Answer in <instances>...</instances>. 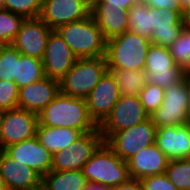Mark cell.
I'll return each mask as SVG.
<instances>
[{
    "instance_id": "cell-7",
    "label": "cell",
    "mask_w": 190,
    "mask_h": 190,
    "mask_svg": "<svg viewBox=\"0 0 190 190\" xmlns=\"http://www.w3.org/2000/svg\"><path fill=\"white\" fill-rule=\"evenodd\" d=\"M149 118L139 96L121 95L98 128L105 142L112 134L140 124Z\"/></svg>"
},
{
    "instance_id": "cell-4",
    "label": "cell",
    "mask_w": 190,
    "mask_h": 190,
    "mask_svg": "<svg viewBox=\"0 0 190 190\" xmlns=\"http://www.w3.org/2000/svg\"><path fill=\"white\" fill-rule=\"evenodd\" d=\"M88 183L114 187L128 182L131 177L128 164L104 142L82 168Z\"/></svg>"
},
{
    "instance_id": "cell-42",
    "label": "cell",
    "mask_w": 190,
    "mask_h": 190,
    "mask_svg": "<svg viewBox=\"0 0 190 190\" xmlns=\"http://www.w3.org/2000/svg\"><path fill=\"white\" fill-rule=\"evenodd\" d=\"M179 4L183 11H185L190 6V0H179Z\"/></svg>"
},
{
    "instance_id": "cell-39",
    "label": "cell",
    "mask_w": 190,
    "mask_h": 190,
    "mask_svg": "<svg viewBox=\"0 0 190 190\" xmlns=\"http://www.w3.org/2000/svg\"><path fill=\"white\" fill-rule=\"evenodd\" d=\"M84 190H110V188L98 183H88Z\"/></svg>"
},
{
    "instance_id": "cell-18",
    "label": "cell",
    "mask_w": 190,
    "mask_h": 190,
    "mask_svg": "<svg viewBox=\"0 0 190 190\" xmlns=\"http://www.w3.org/2000/svg\"><path fill=\"white\" fill-rule=\"evenodd\" d=\"M0 176L8 190H31L42 184V176L26 164L0 150Z\"/></svg>"
},
{
    "instance_id": "cell-3",
    "label": "cell",
    "mask_w": 190,
    "mask_h": 190,
    "mask_svg": "<svg viewBox=\"0 0 190 190\" xmlns=\"http://www.w3.org/2000/svg\"><path fill=\"white\" fill-rule=\"evenodd\" d=\"M151 40L131 31L107 40L108 70H144Z\"/></svg>"
},
{
    "instance_id": "cell-37",
    "label": "cell",
    "mask_w": 190,
    "mask_h": 190,
    "mask_svg": "<svg viewBox=\"0 0 190 190\" xmlns=\"http://www.w3.org/2000/svg\"><path fill=\"white\" fill-rule=\"evenodd\" d=\"M140 0H92L91 2H106L113 7L122 8L128 10L132 4L139 2Z\"/></svg>"
},
{
    "instance_id": "cell-41",
    "label": "cell",
    "mask_w": 190,
    "mask_h": 190,
    "mask_svg": "<svg viewBox=\"0 0 190 190\" xmlns=\"http://www.w3.org/2000/svg\"><path fill=\"white\" fill-rule=\"evenodd\" d=\"M184 24L190 28V6L184 11Z\"/></svg>"
},
{
    "instance_id": "cell-43",
    "label": "cell",
    "mask_w": 190,
    "mask_h": 190,
    "mask_svg": "<svg viewBox=\"0 0 190 190\" xmlns=\"http://www.w3.org/2000/svg\"><path fill=\"white\" fill-rule=\"evenodd\" d=\"M0 190H8L5 181L0 176Z\"/></svg>"
},
{
    "instance_id": "cell-9",
    "label": "cell",
    "mask_w": 190,
    "mask_h": 190,
    "mask_svg": "<svg viewBox=\"0 0 190 190\" xmlns=\"http://www.w3.org/2000/svg\"><path fill=\"white\" fill-rule=\"evenodd\" d=\"M156 125L152 119L112 134L105 143L122 160L128 161L141 148L155 143Z\"/></svg>"
},
{
    "instance_id": "cell-2",
    "label": "cell",
    "mask_w": 190,
    "mask_h": 190,
    "mask_svg": "<svg viewBox=\"0 0 190 190\" xmlns=\"http://www.w3.org/2000/svg\"><path fill=\"white\" fill-rule=\"evenodd\" d=\"M77 58L106 56L107 40L92 15L55 29Z\"/></svg>"
},
{
    "instance_id": "cell-22",
    "label": "cell",
    "mask_w": 190,
    "mask_h": 190,
    "mask_svg": "<svg viewBox=\"0 0 190 190\" xmlns=\"http://www.w3.org/2000/svg\"><path fill=\"white\" fill-rule=\"evenodd\" d=\"M91 15L106 40L129 29L128 10L113 7L106 2H91Z\"/></svg>"
},
{
    "instance_id": "cell-1",
    "label": "cell",
    "mask_w": 190,
    "mask_h": 190,
    "mask_svg": "<svg viewBox=\"0 0 190 190\" xmlns=\"http://www.w3.org/2000/svg\"><path fill=\"white\" fill-rule=\"evenodd\" d=\"M38 121L42 126L68 127L83 134L98 129V125L89 115L86 99L62 93L38 114Z\"/></svg>"
},
{
    "instance_id": "cell-14",
    "label": "cell",
    "mask_w": 190,
    "mask_h": 190,
    "mask_svg": "<svg viewBox=\"0 0 190 190\" xmlns=\"http://www.w3.org/2000/svg\"><path fill=\"white\" fill-rule=\"evenodd\" d=\"M120 96L116 79L107 70L86 98L89 115L98 126L110 114Z\"/></svg>"
},
{
    "instance_id": "cell-23",
    "label": "cell",
    "mask_w": 190,
    "mask_h": 190,
    "mask_svg": "<svg viewBox=\"0 0 190 190\" xmlns=\"http://www.w3.org/2000/svg\"><path fill=\"white\" fill-rule=\"evenodd\" d=\"M83 133L68 127H49L37 125L36 136L42 146L52 155L75 142Z\"/></svg>"
},
{
    "instance_id": "cell-13",
    "label": "cell",
    "mask_w": 190,
    "mask_h": 190,
    "mask_svg": "<svg viewBox=\"0 0 190 190\" xmlns=\"http://www.w3.org/2000/svg\"><path fill=\"white\" fill-rule=\"evenodd\" d=\"M76 60L69 45L56 30H51L42 59L45 76L59 81Z\"/></svg>"
},
{
    "instance_id": "cell-44",
    "label": "cell",
    "mask_w": 190,
    "mask_h": 190,
    "mask_svg": "<svg viewBox=\"0 0 190 190\" xmlns=\"http://www.w3.org/2000/svg\"><path fill=\"white\" fill-rule=\"evenodd\" d=\"M31 190H47L42 184L36 188H33Z\"/></svg>"
},
{
    "instance_id": "cell-25",
    "label": "cell",
    "mask_w": 190,
    "mask_h": 190,
    "mask_svg": "<svg viewBox=\"0 0 190 190\" xmlns=\"http://www.w3.org/2000/svg\"><path fill=\"white\" fill-rule=\"evenodd\" d=\"M129 31L151 40L153 37V8L142 0L128 9Z\"/></svg>"
},
{
    "instance_id": "cell-36",
    "label": "cell",
    "mask_w": 190,
    "mask_h": 190,
    "mask_svg": "<svg viewBox=\"0 0 190 190\" xmlns=\"http://www.w3.org/2000/svg\"><path fill=\"white\" fill-rule=\"evenodd\" d=\"M148 7L156 9H169L172 11H183L179 0H142Z\"/></svg>"
},
{
    "instance_id": "cell-17",
    "label": "cell",
    "mask_w": 190,
    "mask_h": 190,
    "mask_svg": "<svg viewBox=\"0 0 190 190\" xmlns=\"http://www.w3.org/2000/svg\"><path fill=\"white\" fill-rule=\"evenodd\" d=\"M59 93V81L45 76L19 88L18 108L39 114Z\"/></svg>"
},
{
    "instance_id": "cell-28",
    "label": "cell",
    "mask_w": 190,
    "mask_h": 190,
    "mask_svg": "<svg viewBox=\"0 0 190 190\" xmlns=\"http://www.w3.org/2000/svg\"><path fill=\"white\" fill-rule=\"evenodd\" d=\"M165 173L178 190H190V158L169 160Z\"/></svg>"
},
{
    "instance_id": "cell-33",
    "label": "cell",
    "mask_w": 190,
    "mask_h": 190,
    "mask_svg": "<svg viewBox=\"0 0 190 190\" xmlns=\"http://www.w3.org/2000/svg\"><path fill=\"white\" fill-rule=\"evenodd\" d=\"M165 89L156 84H146L139 94L140 101L149 114L155 112L162 104Z\"/></svg>"
},
{
    "instance_id": "cell-26",
    "label": "cell",
    "mask_w": 190,
    "mask_h": 190,
    "mask_svg": "<svg viewBox=\"0 0 190 190\" xmlns=\"http://www.w3.org/2000/svg\"><path fill=\"white\" fill-rule=\"evenodd\" d=\"M113 73L121 95L139 96L147 84V74L144 70H109Z\"/></svg>"
},
{
    "instance_id": "cell-40",
    "label": "cell",
    "mask_w": 190,
    "mask_h": 190,
    "mask_svg": "<svg viewBox=\"0 0 190 190\" xmlns=\"http://www.w3.org/2000/svg\"><path fill=\"white\" fill-rule=\"evenodd\" d=\"M186 89L188 93V115L190 118V71L186 72Z\"/></svg>"
},
{
    "instance_id": "cell-24",
    "label": "cell",
    "mask_w": 190,
    "mask_h": 190,
    "mask_svg": "<svg viewBox=\"0 0 190 190\" xmlns=\"http://www.w3.org/2000/svg\"><path fill=\"white\" fill-rule=\"evenodd\" d=\"M88 184L81 170H51L42 177L47 190H84Z\"/></svg>"
},
{
    "instance_id": "cell-45",
    "label": "cell",
    "mask_w": 190,
    "mask_h": 190,
    "mask_svg": "<svg viewBox=\"0 0 190 190\" xmlns=\"http://www.w3.org/2000/svg\"><path fill=\"white\" fill-rule=\"evenodd\" d=\"M0 9H3V0H0Z\"/></svg>"
},
{
    "instance_id": "cell-20",
    "label": "cell",
    "mask_w": 190,
    "mask_h": 190,
    "mask_svg": "<svg viewBox=\"0 0 190 190\" xmlns=\"http://www.w3.org/2000/svg\"><path fill=\"white\" fill-rule=\"evenodd\" d=\"M168 162L167 156L154 143L141 148L127 161V164L131 179L141 180L165 173Z\"/></svg>"
},
{
    "instance_id": "cell-32",
    "label": "cell",
    "mask_w": 190,
    "mask_h": 190,
    "mask_svg": "<svg viewBox=\"0 0 190 190\" xmlns=\"http://www.w3.org/2000/svg\"><path fill=\"white\" fill-rule=\"evenodd\" d=\"M42 0H3V9L26 18H38Z\"/></svg>"
},
{
    "instance_id": "cell-11",
    "label": "cell",
    "mask_w": 190,
    "mask_h": 190,
    "mask_svg": "<svg viewBox=\"0 0 190 190\" xmlns=\"http://www.w3.org/2000/svg\"><path fill=\"white\" fill-rule=\"evenodd\" d=\"M38 114L13 109L0 112V150L36 136Z\"/></svg>"
},
{
    "instance_id": "cell-46",
    "label": "cell",
    "mask_w": 190,
    "mask_h": 190,
    "mask_svg": "<svg viewBox=\"0 0 190 190\" xmlns=\"http://www.w3.org/2000/svg\"><path fill=\"white\" fill-rule=\"evenodd\" d=\"M5 45L0 41V51L2 50V48L4 47Z\"/></svg>"
},
{
    "instance_id": "cell-31",
    "label": "cell",
    "mask_w": 190,
    "mask_h": 190,
    "mask_svg": "<svg viewBox=\"0 0 190 190\" xmlns=\"http://www.w3.org/2000/svg\"><path fill=\"white\" fill-rule=\"evenodd\" d=\"M21 53L12 45H5L0 51V80L14 81L17 77V61Z\"/></svg>"
},
{
    "instance_id": "cell-15",
    "label": "cell",
    "mask_w": 190,
    "mask_h": 190,
    "mask_svg": "<svg viewBox=\"0 0 190 190\" xmlns=\"http://www.w3.org/2000/svg\"><path fill=\"white\" fill-rule=\"evenodd\" d=\"M51 30L39 17L26 18L11 45L22 55L42 60Z\"/></svg>"
},
{
    "instance_id": "cell-30",
    "label": "cell",
    "mask_w": 190,
    "mask_h": 190,
    "mask_svg": "<svg viewBox=\"0 0 190 190\" xmlns=\"http://www.w3.org/2000/svg\"><path fill=\"white\" fill-rule=\"evenodd\" d=\"M25 18L6 9H0V41L11 45Z\"/></svg>"
},
{
    "instance_id": "cell-8",
    "label": "cell",
    "mask_w": 190,
    "mask_h": 190,
    "mask_svg": "<svg viewBox=\"0 0 190 190\" xmlns=\"http://www.w3.org/2000/svg\"><path fill=\"white\" fill-rule=\"evenodd\" d=\"M144 71L148 84H156L164 89L180 82L186 73L175 64L168 47L152 43L146 55Z\"/></svg>"
},
{
    "instance_id": "cell-10",
    "label": "cell",
    "mask_w": 190,
    "mask_h": 190,
    "mask_svg": "<svg viewBox=\"0 0 190 190\" xmlns=\"http://www.w3.org/2000/svg\"><path fill=\"white\" fill-rule=\"evenodd\" d=\"M104 143L99 128L80 136L69 144L65 150L57 151L52 155L51 170H82L83 166Z\"/></svg>"
},
{
    "instance_id": "cell-29",
    "label": "cell",
    "mask_w": 190,
    "mask_h": 190,
    "mask_svg": "<svg viewBox=\"0 0 190 190\" xmlns=\"http://www.w3.org/2000/svg\"><path fill=\"white\" fill-rule=\"evenodd\" d=\"M168 48L175 64L185 72L190 71V28L184 26L175 42Z\"/></svg>"
},
{
    "instance_id": "cell-6",
    "label": "cell",
    "mask_w": 190,
    "mask_h": 190,
    "mask_svg": "<svg viewBox=\"0 0 190 190\" xmlns=\"http://www.w3.org/2000/svg\"><path fill=\"white\" fill-rule=\"evenodd\" d=\"M150 118L156 128L179 126L190 122L186 73L180 82L165 89L161 106L150 115Z\"/></svg>"
},
{
    "instance_id": "cell-21",
    "label": "cell",
    "mask_w": 190,
    "mask_h": 190,
    "mask_svg": "<svg viewBox=\"0 0 190 190\" xmlns=\"http://www.w3.org/2000/svg\"><path fill=\"white\" fill-rule=\"evenodd\" d=\"M184 26V11L153 8V37L151 43L169 47L175 42Z\"/></svg>"
},
{
    "instance_id": "cell-35",
    "label": "cell",
    "mask_w": 190,
    "mask_h": 190,
    "mask_svg": "<svg viewBox=\"0 0 190 190\" xmlns=\"http://www.w3.org/2000/svg\"><path fill=\"white\" fill-rule=\"evenodd\" d=\"M140 181L144 190H178L166 173L148 176Z\"/></svg>"
},
{
    "instance_id": "cell-5",
    "label": "cell",
    "mask_w": 190,
    "mask_h": 190,
    "mask_svg": "<svg viewBox=\"0 0 190 190\" xmlns=\"http://www.w3.org/2000/svg\"><path fill=\"white\" fill-rule=\"evenodd\" d=\"M107 70L105 56L77 58L72 68L59 80L60 93L86 99Z\"/></svg>"
},
{
    "instance_id": "cell-34",
    "label": "cell",
    "mask_w": 190,
    "mask_h": 190,
    "mask_svg": "<svg viewBox=\"0 0 190 190\" xmlns=\"http://www.w3.org/2000/svg\"><path fill=\"white\" fill-rule=\"evenodd\" d=\"M19 88L14 81L0 80V112L18 108Z\"/></svg>"
},
{
    "instance_id": "cell-38",
    "label": "cell",
    "mask_w": 190,
    "mask_h": 190,
    "mask_svg": "<svg viewBox=\"0 0 190 190\" xmlns=\"http://www.w3.org/2000/svg\"><path fill=\"white\" fill-rule=\"evenodd\" d=\"M110 190H144L140 180L130 179L128 182L111 187Z\"/></svg>"
},
{
    "instance_id": "cell-12",
    "label": "cell",
    "mask_w": 190,
    "mask_h": 190,
    "mask_svg": "<svg viewBox=\"0 0 190 190\" xmlns=\"http://www.w3.org/2000/svg\"><path fill=\"white\" fill-rule=\"evenodd\" d=\"M91 15L89 0H42L39 18L52 30Z\"/></svg>"
},
{
    "instance_id": "cell-16",
    "label": "cell",
    "mask_w": 190,
    "mask_h": 190,
    "mask_svg": "<svg viewBox=\"0 0 190 190\" xmlns=\"http://www.w3.org/2000/svg\"><path fill=\"white\" fill-rule=\"evenodd\" d=\"M3 151L11 158L26 164L42 177L52 168V154L40 144L37 136L8 146Z\"/></svg>"
},
{
    "instance_id": "cell-19",
    "label": "cell",
    "mask_w": 190,
    "mask_h": 190,
    "mask_svg": "<svg viewBox=\"0 0 190 190\" xmlns=\"http://www.w3.org/2000/svg\"><path fill=\"white\" fill-rule=\"evenodd\" d=\"M155 144L169 160L190 158V122L157 128Z\"/></svg>"
},
{
    "instance_id": "cell-27",
    "label": "cell",
    "mask_w": 190,
    "mask_h": 190,
    "mask_svg": "<svg viewBox=\"0 0 190 190\" xmlns=\"http://www.w3.org/2000/svg\"><path fill=\"white\" fill-rule=\"evenodd\" d=\"M44 77L42 60L21 54L19 61H17V77H14L18 88L37 82Z\"/></svg>"
}]
</instances>
